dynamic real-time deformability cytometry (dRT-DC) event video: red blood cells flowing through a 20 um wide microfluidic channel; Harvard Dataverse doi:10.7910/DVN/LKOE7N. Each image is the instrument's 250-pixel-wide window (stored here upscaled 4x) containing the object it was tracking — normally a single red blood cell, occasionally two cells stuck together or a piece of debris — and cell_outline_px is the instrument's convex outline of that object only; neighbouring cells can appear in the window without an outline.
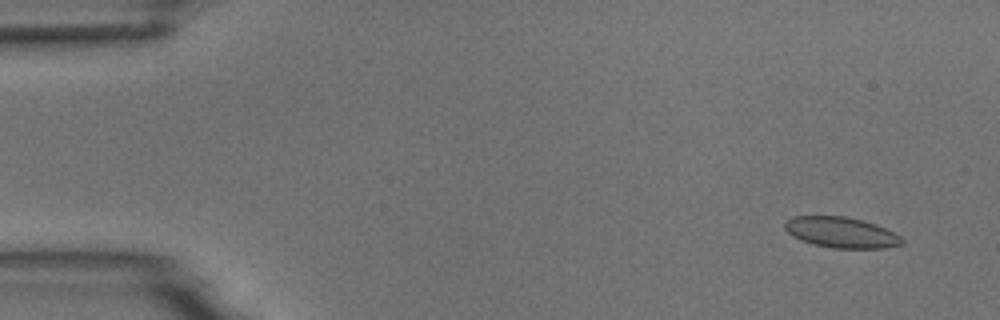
{"species": "common noctule bat (a hibernating species)", "species_latin": "Nyctalus noctula", "temperature_condition": "room temperature", "stored_images_in_passage": 9, "camera_frame_rate_fps": 3000, "um_per_image_px": 0.085, "animal": {"sex": "male", "body_mass_g": 18.8}, "frame": {"image": 1, "passage_image": 1, "time_ms": 0.0, "image_size_px": [1000, 320], "cell_outline_px": [[904, 244], [884, 248], [832, 248], [812, 244], [800, 240], [792, 236], [784, 228], [784, 224], [792, 216], [844, 216], [876, 224], [900, 236], [904, 240]], "centroid_in_image_um": [71.49, 19.76], "position_along_channel_um": 13.5, "area_um2": 20.92}}
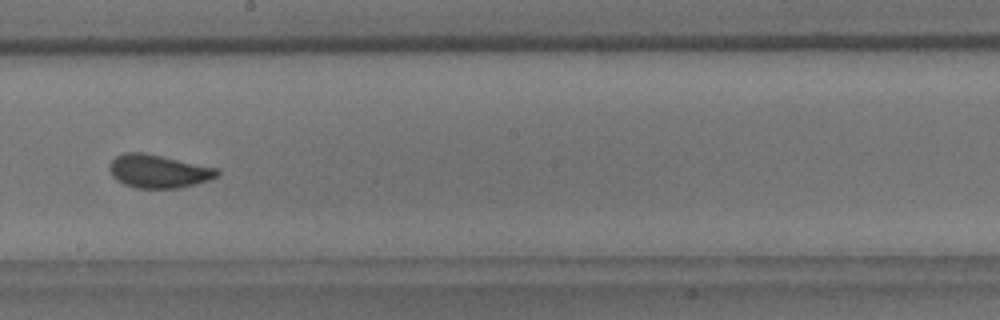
{"frame": {"image": 2, "passage_image": 9, "time_ms": 9.0, "image_size_px": [1000, 320], "cell_outline_px": [[220, 176], [196, 184], [180, 188], [136, 188], [124, 184], [116, 180], [112, 176], [108, 168], [108, 164], [116, 156], [124, 152], [144, 152], [216, 168], [220, 172]], "centroid_in_image_um": [13.44, 14.56], "position_along_channel_um": 234.8, "area_um2": 20.98}}